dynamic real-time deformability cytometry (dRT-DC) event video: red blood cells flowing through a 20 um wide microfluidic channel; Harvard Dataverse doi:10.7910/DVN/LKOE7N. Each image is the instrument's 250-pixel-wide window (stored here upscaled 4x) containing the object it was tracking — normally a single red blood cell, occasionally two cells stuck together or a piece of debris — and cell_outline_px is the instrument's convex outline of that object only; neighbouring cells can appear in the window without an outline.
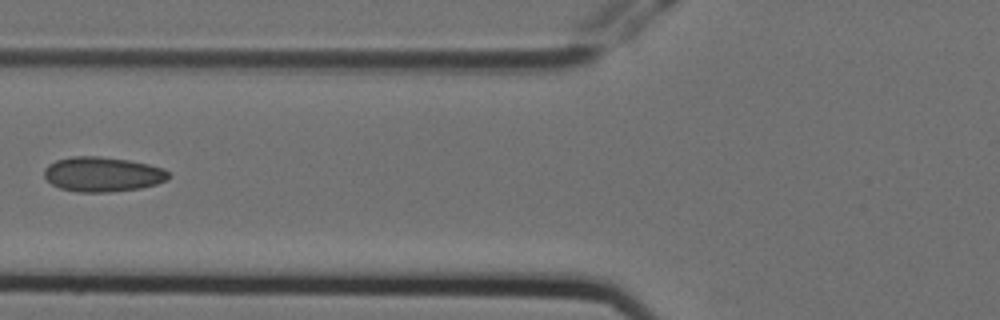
{"species": "Egyptian fruit bat (a non-hibernating species)", "species_latin": "Rousettus aegyptiacus", "temperature_condition": "cold", "stored_images_in_passage": 10, "camera_frame_rate_fps": 3000, "um_per_image_px": 0.085, "animal": {"sex": "female"}, "frame": {"image": 1, "passage_image": 5, "time_ms": 1.333, "image_size_px": [1000, 320], "cell_outline_px": [[172, 176], [168, 180], [156, 184], [140, 188], [108, 192], [76, 192], [60, 188], [52, 184], [44, 176], [44, 168], [48, 164], [56, 160], [72, 156], [100, 156], [128, 160], [148, 164], [164, 168]], "centroid_in_image_um": [8.73, 14.81], "position_along_channel_um": 117.1, "area_um2": 25.37}}
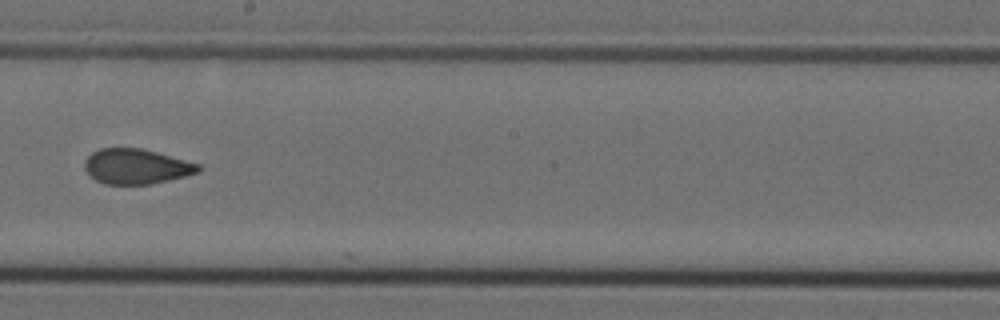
{"frame": {"image": 2, "passage_image": 8, "time_ms": 2.333, "image_size_px": [1000, 320], "cell_outline_px": [[200, 172], [168, 180], [148, 184], [104, 184], [96, 180], [84, 168], [84, 160], [92, 152], [100, 148], [140, 148], [156, 152], [200, 164]], "centroid_in_image_um": [11.57, 14.14], "position_along_channel_um": 236.6, "area_um2": 23.06}}
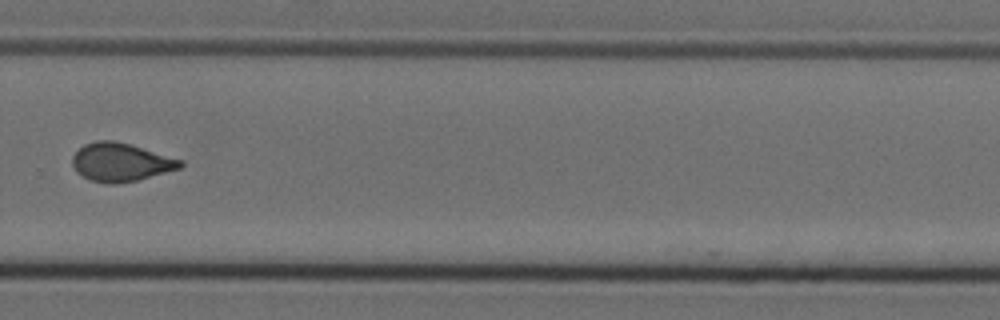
{"frame": {"image": 3, "passage_image": 10, "time_ms": 3.0, "image_size_px": [1000, 320], "cell_outline_px": [[184, 164], [180, 168], [136, 180], [116, 184], [108, 184], [88, 180], [76, 172], [72, 164], [72, 156], [84, 144], [96, 140], [112, 140], [128, 144], [184, 160]], "centroid_in_image_um": [10.23, 13.79], "position_along_channel_um": 319.6, "area_um2": 24.04}}